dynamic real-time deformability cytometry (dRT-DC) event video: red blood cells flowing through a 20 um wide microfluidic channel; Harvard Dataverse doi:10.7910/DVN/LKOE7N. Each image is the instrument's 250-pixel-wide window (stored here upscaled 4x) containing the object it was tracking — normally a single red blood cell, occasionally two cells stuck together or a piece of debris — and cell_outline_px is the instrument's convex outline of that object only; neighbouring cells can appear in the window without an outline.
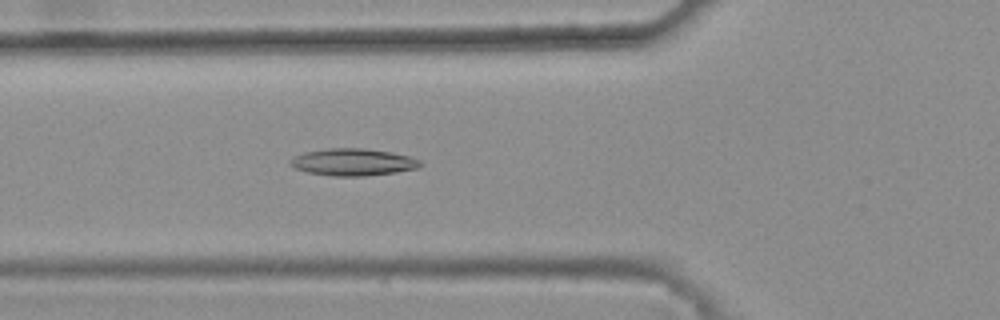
{"species": "common noctule bat (a hibernating species)", "species_latin": "Nyctalus noctula", "temperature_condition": "warm", "stored_images_in_passage": 32, "camera_frame_rate_fps": 3000, "um_per_image_px": 0.085, "animal": {"sex": "female", "body_mass_g": 25.1}, "frame": {"image": 1, "passage_image": 5, "time_ms": 1.333, "image_size_px": [1000, 320], "cell_outline_px": [[424, 164], [420, 168], [396, 172], [364, 176], [332, 176], [308, 172], [296, 168], [288, 164], [288, 160], [292, 156], [304, 152], [328, 148], [364, 148], [392, 152], [408, 156], [420, 160]], "centroid_in_image_um": [30.0, 13.77], "position_along_channel_um": 95.8, "area_um2": 20.75}}
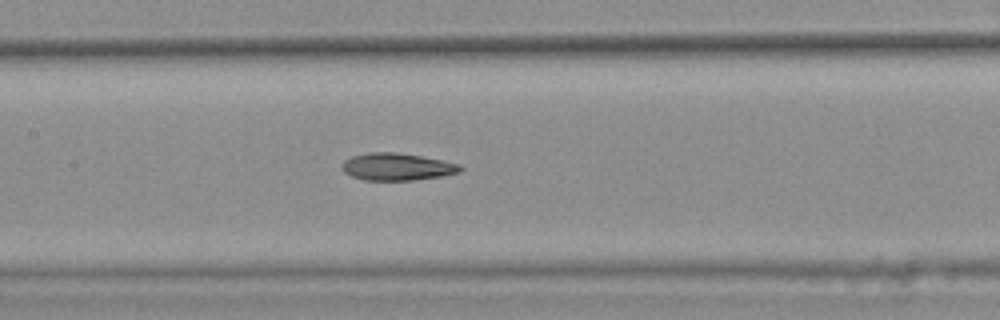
{"frame": {"image": 2, "passage_image": 11, "time_ms": 3.333, "image_size_px": [1000, 320], "cell_outline_px": [[464, 168], [460, 172], [440, 176], [416, 180], [364, 180], [352, 176], [344, 172], [340, 168], [344, 160], [352, 156], [368, 152], [396, 152], [420, 156], [460, 164]], "centroid_in_image_um": [33.72, 14.17], "position_along_channel_um": 173.7, "area_um2": 18.79}}
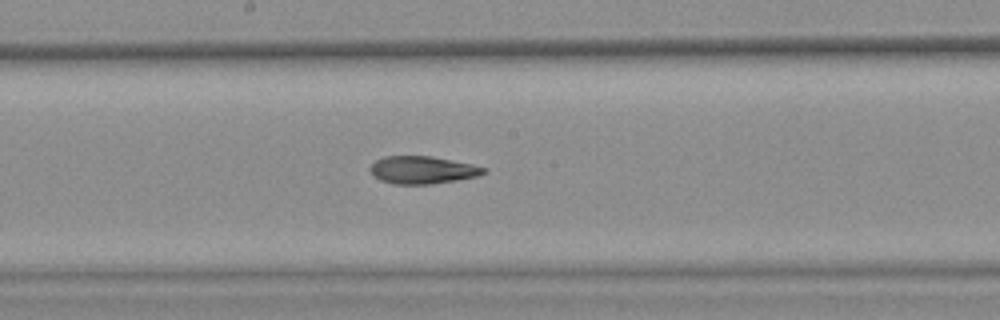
{"frame": {"image": 3, "passage_image": 14, "time_ms": 4.333, "image_size_px": [1000, 320], "cell_outline_px": [[488, 172], [476, 176], [456, 180], [428, 184], [396, 184], [380, 180], [372, 176], [368, 168], [376, 160], [384, 156], [432, 156], [472, 164], [488, 168]], "centroid_in_image_um": [35.89, 14.44], "position_along_channel_um": 212.3, "area_um2": 18.32}, "authors_computed_cell_mechanics": {"area_um2": 18.8139, "velocity_mm_per_s": 3.8767, "shape_relaxation_time_tau1_ms": 9.6661, "shape_relaxation_time_tau2_ms": 5.6202, "deformation_change_tau1": 0.236, "deformation_change_tau2": 0.1494}}